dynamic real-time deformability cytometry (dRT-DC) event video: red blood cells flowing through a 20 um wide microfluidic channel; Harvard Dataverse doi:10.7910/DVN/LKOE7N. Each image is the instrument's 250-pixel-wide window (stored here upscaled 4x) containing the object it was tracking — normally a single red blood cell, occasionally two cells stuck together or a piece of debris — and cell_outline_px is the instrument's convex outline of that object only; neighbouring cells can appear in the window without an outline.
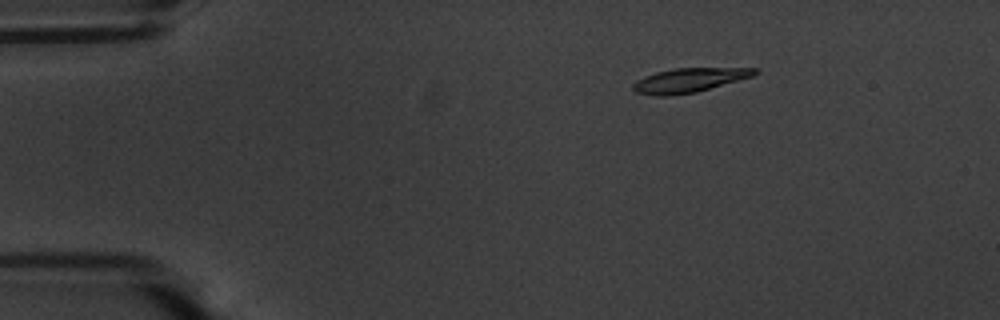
{"species": "common noctule bat (a hibernating species)", "species_latin": "Nyctalus noctula", "temperature_condition": "warm", "stored_images_in_passage": 56, "camera_frame_rate_fps": 3000, "um_per_image_px": 0.085, "animal": {"sex": "male", "body_mass_g": 20.1, "forearm_length_mm": 53.5}, "frame": {"image": 1, "passage_image": 9, "time_ms": 2.667, "image_size_px": [1000, 320], "cell_outline_px": [[760, 72], [752, 76], [696, 92], [664, 96], [656, 96], [636, 92], [632, 88], [632, 84], [636, 80], [644, 76], [656, 72], [676, 68], [756, 68]], "centroid_in_image_um": [58.54, 6.81], "position_along_channel_um": 26.5, "area_um2": 16.99}}
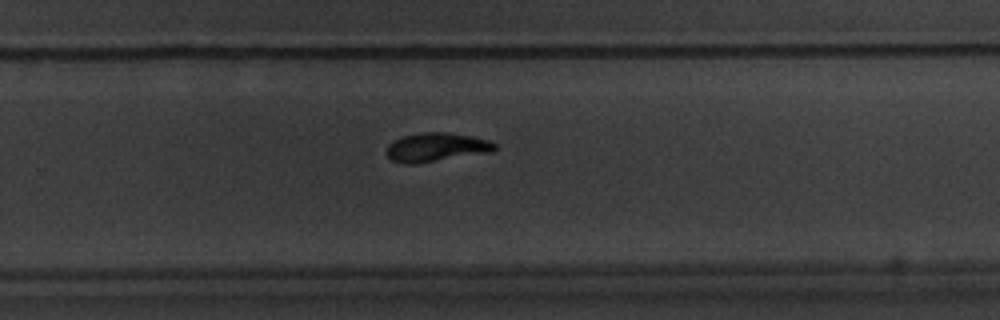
{"frame": {"image": 2, "passage_image": 37, "time_ms": 12.0, "image_size_px": [1000, 320], "cell_outline_px": [[496, 148], [492, 152], [416, 164], [404, 164], [392, 160], [388, 156], [388, 144], [404, 136], [420, 132], [448, 132], [472, 136], [488, 140], [496, 144]], "centroid_in_image_um": [37.11, 12.52], "position_along_channel_um": 292.7, "area_um2": 18.15}}
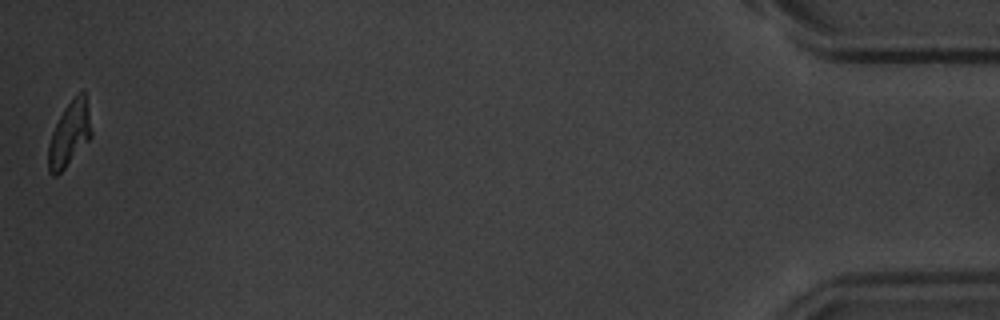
{"frame": {"image": 3, "passage_image": 56, "time_ms": 18.333, "image_size_px": [1000, 320], "cell_outline_px": [[92, 136], [64, 168], [56, 176], [52, 176], [48, 172], [48, 144], [52, 132], [64, 108], [84, 88], [88, 108], [92, 132]], "centroid_in_image_um": [5.89, 11.4], "position_along_channel_um": 429.3, "area_um2": 15.95}, "authors_computed_cell_mechanics": {"area_um2": 17.5712, "velocity_mm_per_s": 3.5841, "shape_relaxation_time_tau1_ms": 3.056, "shape_relaxation_time_tau2_ms": 4.6532, "deformation_change_tau1": 0.1895, "deformation_change_tau2": 0.0817}}